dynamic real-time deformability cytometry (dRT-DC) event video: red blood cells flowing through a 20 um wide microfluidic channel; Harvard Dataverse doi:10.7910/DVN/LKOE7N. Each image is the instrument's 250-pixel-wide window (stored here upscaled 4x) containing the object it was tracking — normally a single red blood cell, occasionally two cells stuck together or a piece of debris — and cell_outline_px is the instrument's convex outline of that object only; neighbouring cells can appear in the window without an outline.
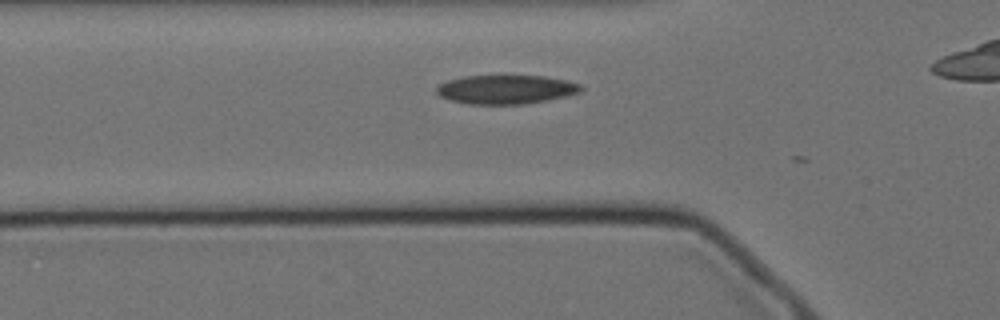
{"species": "Egyptian fruit bat (a non-hibernating species)", "species_latin": "Rousettus aegyptiacus", "temperature_condition": "cold", "stored_images_in_passage": 10, "camera_frame_rate_fps": 3000, "um_per_image_px": 0.085, "animal": {"sex": "female"}, "frame": {"image": 1, "passage_image": 7, "time_ms": 2.0, "image_size_px": [1000, 320], "cell_outline_px": [[584, 88], [580, 92], [568, 96], [528, 104], [468, 104], [448, 100], [440, 96], [436, 92], [436, 88], [440, 84], [448, 80], [464, 76], [544, 76], [564, 80], [580, 84]], "centroid_in_image_um": [43.01, 7.61], "position_along_channel_um": 82.8, "area_um2": 24.45}}